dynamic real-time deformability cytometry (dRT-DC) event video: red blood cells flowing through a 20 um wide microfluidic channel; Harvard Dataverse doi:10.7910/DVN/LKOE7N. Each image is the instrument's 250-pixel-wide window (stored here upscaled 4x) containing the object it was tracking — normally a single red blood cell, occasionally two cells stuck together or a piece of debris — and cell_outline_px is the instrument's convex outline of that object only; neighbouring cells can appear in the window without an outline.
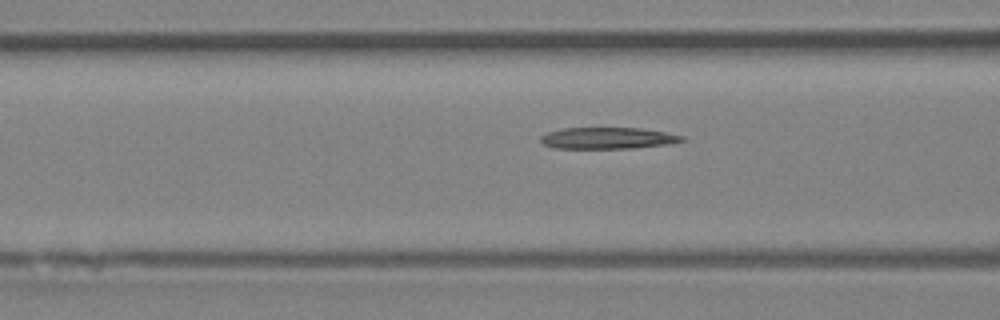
{"species": "Egyptian fruit bat (a non-hibernating species)", "species_latin": "Rousettus aegyptiacus", "temperature_condition": "room temperature", "stored_images_in_passage": 18, "camera_frame_rate_fps": 3000, "um_per_image_px": 0.085, "animal": {"sex": "female"}, "frame": {"image": 1, "passage_image": 13, "time_ms": 4.0, "image_size_px": [1000, 320], "cell_outline_px": [[684, 140], [672, 144], [632, 148], [552, 148], [544, 144], [540, 140], [540, 136], [548, 132], [564, 128], [640, 128], [664, 132], [684, 136]], "centroid_in_image_um": [51.66, 11.74], "position_along_channel_um": 114.9, "area_um2": 17.63}}
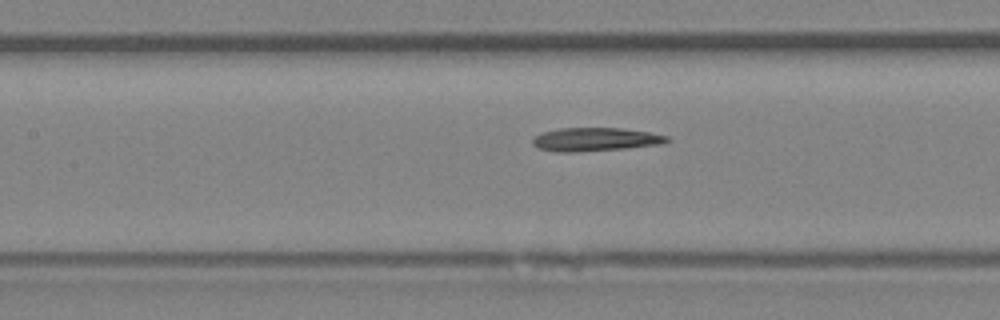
{"frame": {"image": 2, "passage_image": 16, "time_ms": 5.0, "image_size_px": [1000, 320], "cell_outline_px": [[672, 140], [664, 144], [624, 148], [576, 152], [556, 152], [536, 148], [532, 144], [532, 140], [540, 132], [560, 128], [620, 128], [648, 132], [668, 136]], "centroid_in_image_um": [50.58, 11.85], "position_along_channel_um": 156.8, "area_um2": 18.5}}